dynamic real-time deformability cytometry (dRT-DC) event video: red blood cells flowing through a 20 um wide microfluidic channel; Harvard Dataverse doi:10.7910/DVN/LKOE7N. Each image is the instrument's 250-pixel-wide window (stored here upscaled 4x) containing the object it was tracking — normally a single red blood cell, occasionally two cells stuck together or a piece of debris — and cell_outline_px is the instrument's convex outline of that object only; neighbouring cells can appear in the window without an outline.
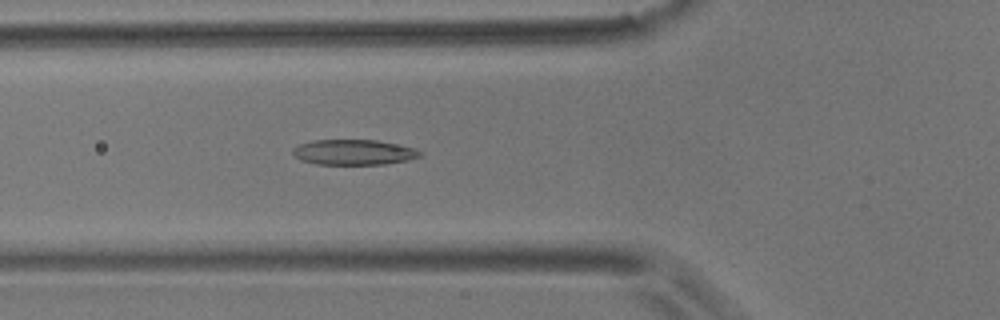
{"species": "common noctule bat (a hibernating species)", "species_latin": "Nyctalus noctula", "temperature_condition": "room temperature", "stored_images_in_passage": 45, "camera_frame_rate_fps": 3000, "um_per_image_px": 0.085, "animal": {"sex": "male", "body_mass_g": 17.9}, "frame": {"image": 1, "passage_image": 10, "time_ms": 3.0, "image_size_px": [1000, 320], "cell_outline_px": [[424, 152], [420, 156], [408, 160], [384, 164], [316, 164], [300, 160], [292, 152], [292, 148], [296, 144], [312, 140], [376, 140], [416, 148]], "centroid_in_image_um": [30.05, 12.93], "position_along_channel_um": 95.8, "area_um2": 18.9}}
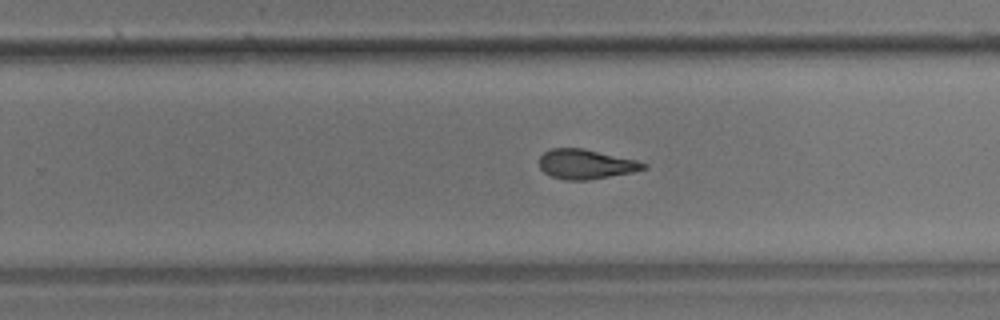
{"frame": {"image": 2, "passage_image": 25, "time_ms": 8.0, "image_size_px": [1000, 320], "cell_outline_px": [[648, 168], [632, 172], [588, 180], [564, 180], [552, 176], [544, 172], [540, 168], [540, 156], [544, 152], [552, 148], [584, 148], [636, 160], [648, 164]], "centroid_in_image_um": [49.8, 13.95], "position_along_channel_um": 280.0, "area_um2": 17.98}}
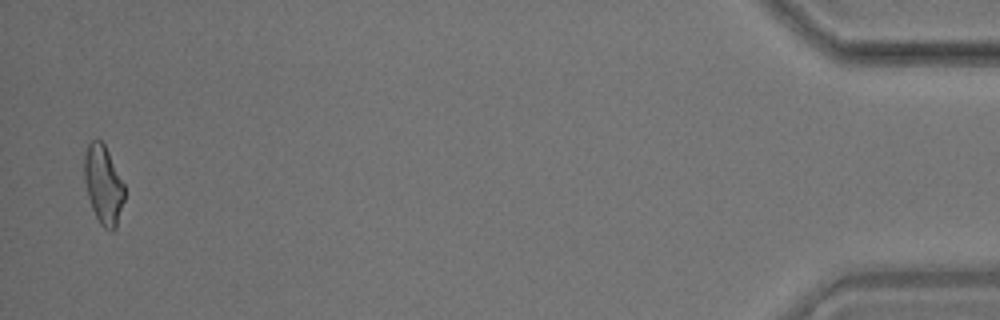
{"frame": {"image": 3, "passage_image": 44, "time_ms": 14.333, "image_size_px": [1000, 320], "cell_outline_px": [[124, 200], [116, 228], [112, 232], [104, 228], [100, 224], [92, 208], [88, 196], [84, 180], [84, 156], [88, 144], [92, 140], [100, 140], [104, 144], [124, 184]], "centroid_in_image_um": [8.78, 15.73], "position_along_channel_um": 426.4, "area_um2": 18.26}, "authors_computed_cell_mechanics": {"area_um2": 18.4382, "velocity_mm_per_s": 3.6754, "shape_relaxation_time_tau1_ms": 5.2724, "shape_relaxation_time_tau2_ms": 2.3142, "deformation_change_tau1": 0.1559, "deformation_change_tau2": 0.1071}}